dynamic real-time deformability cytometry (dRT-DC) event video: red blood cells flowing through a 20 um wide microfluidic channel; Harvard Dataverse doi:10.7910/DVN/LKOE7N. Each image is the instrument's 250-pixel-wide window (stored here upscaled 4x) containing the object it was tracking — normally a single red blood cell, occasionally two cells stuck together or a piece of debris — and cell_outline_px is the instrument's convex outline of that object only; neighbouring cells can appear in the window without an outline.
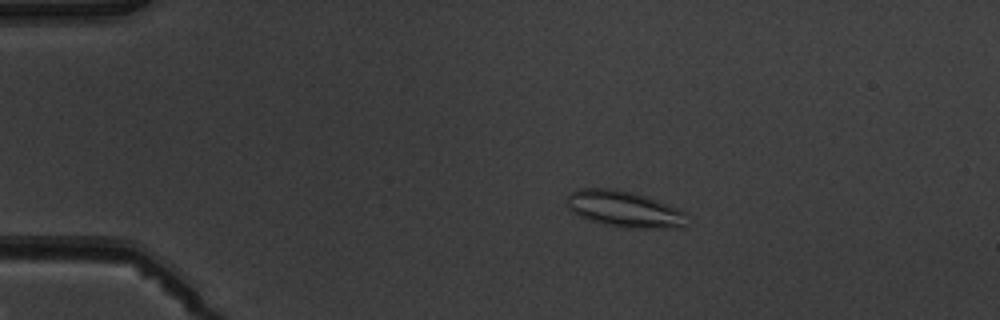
{"species": "common noctule bat (a hibernating species)", "species_latin": "Nyctalus noctula", "temperature_condition": "warm", "stored_images_in_passage": 5, "camera_frame_rate_fps": 3000, "um_per_image_px": 0.085, "animal": {"sex": "male", "body_mass_g": 19.5, "forearm_length_mm": 54.6}, "frame": {"image": 1, "passage_image": 2, "time_ms": 2.0, "image_size_px": [1000, 320], "cell_outline_px": [[684, 228], [616, 228], [588, 220], [572, 212], [568, 208], [568, 192], [576, 188], [616, 188], [632, 192], [668, 204], [684, 212]], "centroid_in_image_um": [52.99, 17.77], "position_along_channel_um": 32.0, "area_um2": 25.55}}
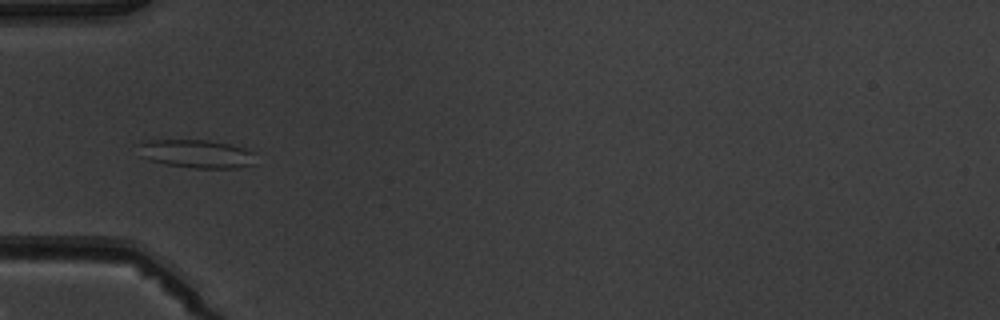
{"frame": {"image": 2, "passage_image": 4, "time_ms": 4.333, "image_size_px": [1000, 320], "cell_outline_px": [[252, 164], [236, 168], [196, 168], [168, 164], [152, 160], [140, 156], [140, 144], [148, 140], [208, 140], [232, 144], [244, 148], [252, 152]], "centroid_in_image_um": [16.7, 13.06], "position_along_channel_um": 68.3, "area_um2": 18.9}}
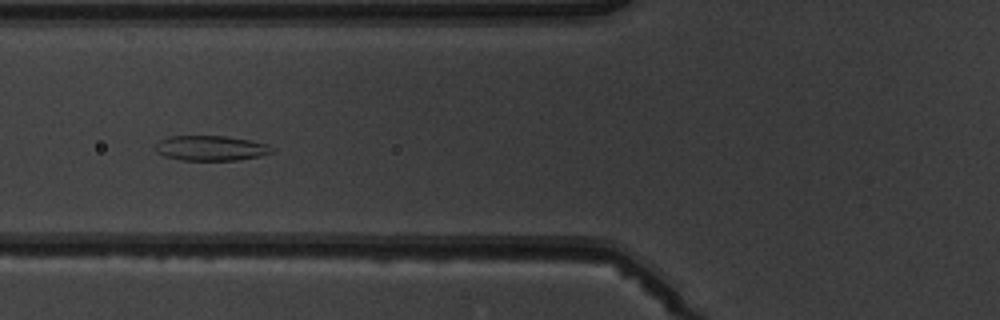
{"frame": {"image": 3, "passage_image": 5, "time_ms": 5.333, "image_size_px": [1000, 320], "cell_outline_px": [[276, 152], [260, 156], [236, 160], [184, 160], [164, 156], [156, 152], [152, 148], [160, 140], [168, 136], [224, 136], [252, 140], [268, 144]], "centroid_in_image_um": [17.92, 12.59], "position_along_channel_um": 107.9, "area_um2": 17.17}}